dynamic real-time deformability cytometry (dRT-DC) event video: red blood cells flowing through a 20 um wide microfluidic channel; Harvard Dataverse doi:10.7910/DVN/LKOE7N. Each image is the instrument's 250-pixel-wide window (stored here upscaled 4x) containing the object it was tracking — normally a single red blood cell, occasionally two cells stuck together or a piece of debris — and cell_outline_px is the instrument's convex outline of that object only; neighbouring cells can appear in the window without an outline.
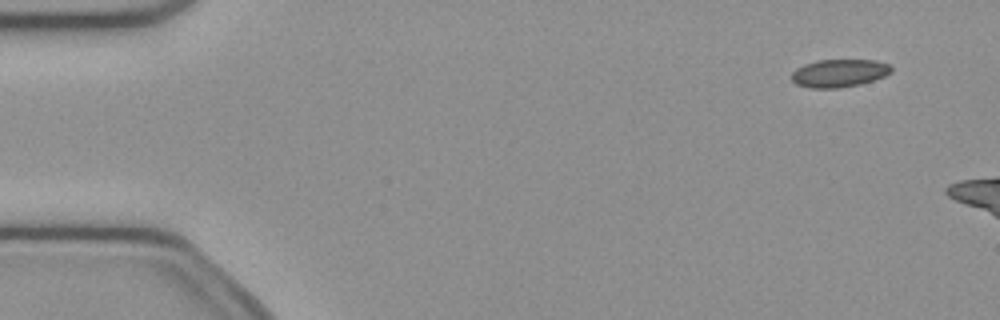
{"species": "common noctule bat (a hibernating species)", "species_latin": "Nyctalus noctula", "temperature_condition": "cold", "stored_images_in_passage": 13, "camera_frame_rate_fps": 3000, "um_per_image_px": 0.085, "animal": {"sex": "female", "body_mass_g": 21.9}, "frame": {"image": 1, "passage_image": 4, "time_ms": 1.0, "image_size_px": [1000, 320], "cell_outline_px": [[892, 72], [884, 76], [860, 84], [840, 88], [812, 88], [796, 84], [792, 80], [792, 72], [796, 68], [804, 64], [816, 60], [876, 60], [888, 64], [892, 68]], "centroid_in_image_um": [71.32, 6.21], "position_along_channel_um": 13.7, "area_um2": 16.18}}